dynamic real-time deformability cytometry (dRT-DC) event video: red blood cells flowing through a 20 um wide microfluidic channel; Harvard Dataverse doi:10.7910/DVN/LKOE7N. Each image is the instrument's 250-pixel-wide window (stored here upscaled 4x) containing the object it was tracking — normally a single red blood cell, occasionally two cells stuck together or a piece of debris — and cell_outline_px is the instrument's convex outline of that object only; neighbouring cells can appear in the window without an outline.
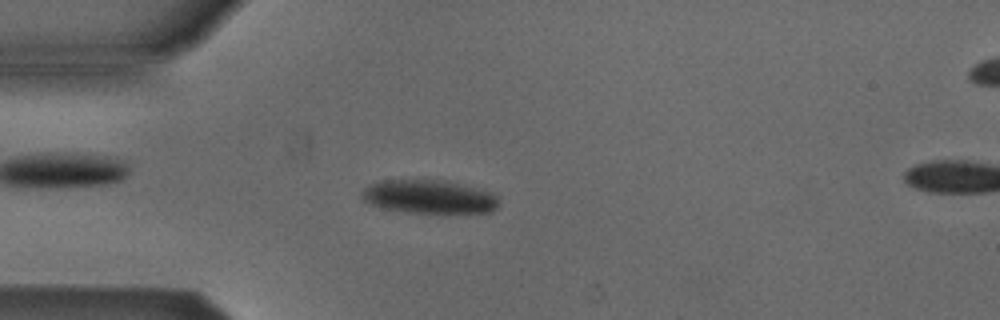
{"species": "Egyptian fruit bat (a non-hibernating species)", "species_latin": "Rousettus aegyptiacus", "temperature_condition": "cold", "stored_images_in_passage": 53, "camera_frame_rate_fps": 3000, "um_per_image_px": 0.085, "animal": {"sex": "male"}, "frame": {"image": 1, "passage_image": 14, "time_ms": 4.333, "image_size_px": [1000, 320], "cell_outline_px": [[500, 204], [492, 212], [444, 216], [404, 212], [384, 208], [368, 204], [360, 196], [364, 188], [372, 184], [384, 180], [444, 180], [492, 192], [500, 196]], "centroid_in_image_um": [36.57, 16.79], "position_along_channel_um": 48.4, "area_um2": 27.98}}
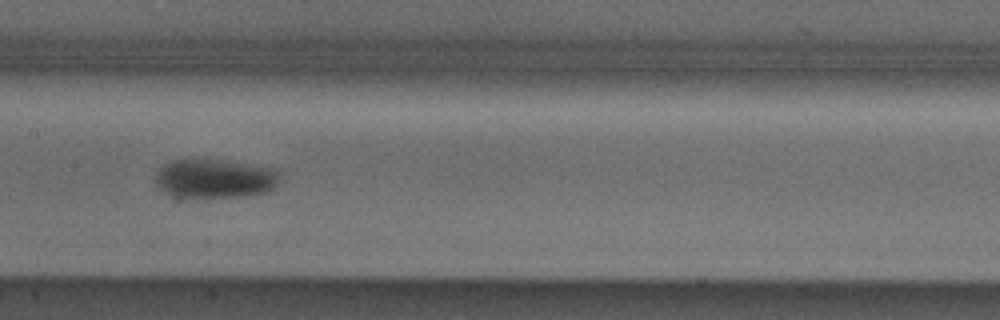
{"frame": {"image": 2, "passage_image": 26, "time_ms": 8.333, "image_size_px": [1000, 320], "cell_outline_px": [[280, 184], [276, 188], [268, 192], [240, 196], [168, 196], [156, 188], [156, 172], [164, 164], [172, 160], [220, 160], [272, 168], [280, 172]], "centroid_in_image_um": [18.26, 15.18], "position_along_channel_um": 189.1, "area_um2": 28.21}}
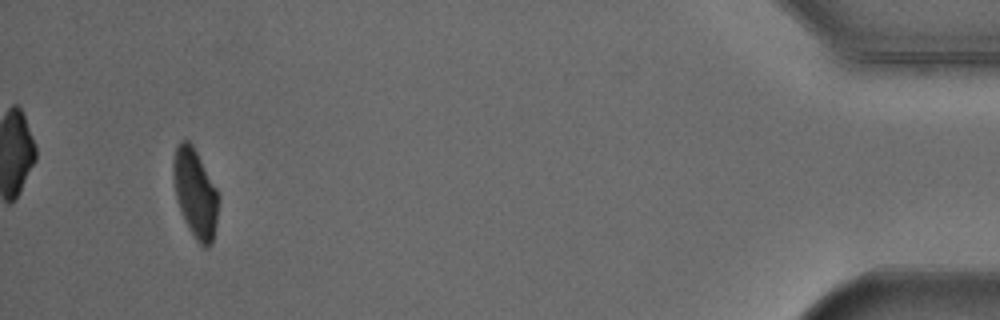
{"frame": {"image": 3, "passage_image": 50, "time_ms": 16.333, "image_size_px": [1000, 320], "cell_outline_px": [[220, 200], [216, 224], [212, 244], [208, 248], [204, 248], [196, 240], [188, 228], [184, 220], [176, 196], [172, 176], [172, 164], [176, 144], [180, 140], [188, 140], [192, 144], [216, 188], [220, 196]], "centroid_in_image_um": [16.6, 16.43], "position_along_channel_um": 418.6, "area_um2": 23.58}, "authors_computed_cell_mechanics": {"area_um2": 26.3568, "velocity_mm_per_s": 3.8405, "shape_relaxation_time_tau1_ms": 3.6798, "shape_relaxation_time_tau2_ms": 9.0385, "deformation_change_tau1": 0.1263, "deformation_change_tau2": 0.0886}}